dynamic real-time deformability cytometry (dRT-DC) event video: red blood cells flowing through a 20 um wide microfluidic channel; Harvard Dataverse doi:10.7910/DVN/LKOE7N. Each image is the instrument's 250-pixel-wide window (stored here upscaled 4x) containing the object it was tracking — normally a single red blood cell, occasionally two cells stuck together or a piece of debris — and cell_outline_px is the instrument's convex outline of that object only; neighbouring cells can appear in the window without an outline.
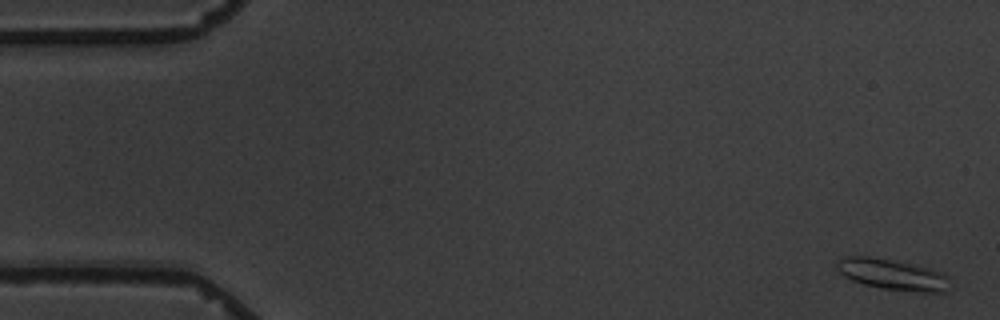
{"species": "common noctule bat (a hibernating species)", "species_latin": "Nyctalus noctula", "temperature_condition": "warm", "stored_images_in_passage": 5, "camera_frame_rate_fps": 3000, "um_per_image_px": 0.085, "animal": {"sex": "male", "body_mass_g": 19.5, "forearm_length_mm": 54.6}, "frame": {"image": 1, "passage_image": 1, "time_ms": 0.0, "image_size_px": [1000, 320], "cell_outline_px": [[948, 292], [916, 292], [880, 288], [864, 284], [852, 280], [844, 276], [836, 268], [836, 264], [840, 260], [848, 256], [868, 256], [892, 260], [928, 268], [940, 272], [948, 276]], "centroid_in_image_um": [75.86, 23.35], "position_along_channel_um": 9.1, "area_um2": 20.11}}